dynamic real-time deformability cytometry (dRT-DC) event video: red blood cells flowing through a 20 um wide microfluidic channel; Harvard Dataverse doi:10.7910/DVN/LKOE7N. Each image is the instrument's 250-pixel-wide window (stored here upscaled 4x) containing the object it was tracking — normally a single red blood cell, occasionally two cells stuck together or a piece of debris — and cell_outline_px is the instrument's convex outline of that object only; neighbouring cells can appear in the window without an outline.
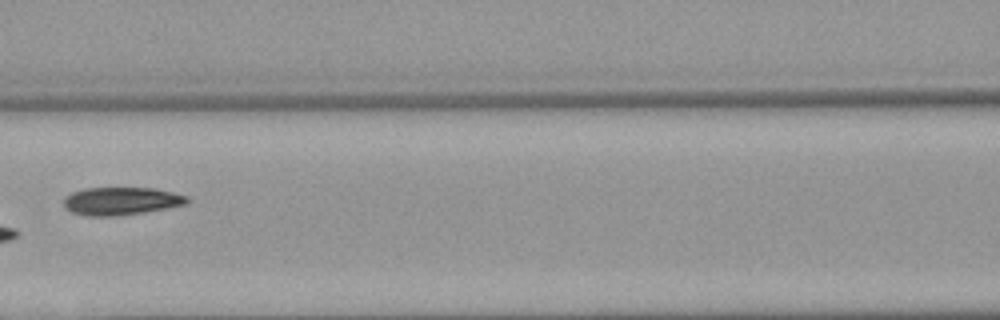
{"species": "Egyptian fruit bat (a non-hibernating species)", "species_latin": "Rousettus aegyptiacus", "temperature_condition": "warm", "stored_images_in_passage": 7, "camera_frame_rate_fps": 3000, "um_per_image_px": 0.085, "animal": {"sex": "female"}, "frame": {"image": 1, "passage_image": 6, "time_ms": 6.0, "image_size_px": [1000, 320], "cell_outline_px": [[188, 204], [144, 212], [116, 216], [88, 216], [72, 212], [64, 208], [64, 196], [72, 192], [84, 188], [156, 188], [188, 196]], "centroid_in_image_um": [10.28, 17.09], "position_along_channel_um": 156.3, "area_um2": 20.11}}
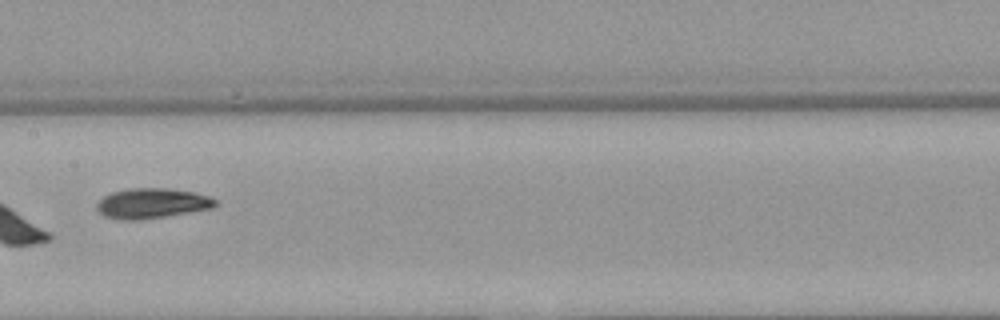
{"frame": {"image": 2, "passage_image": 7, "time_ms": 7.0, "image_size_px": [1000, 320], "cell_outline_px": [[216, 204], [212, 208], [140, 220], [120, 220], [104, 216], [96, 208], [96, 204], [104, 196], [112, 192], [128, 188], [168, 188], [192, 192], [208, 196], [216, 200]], "centroid_in_image_um": [12.87, 17.28], "position_along_channel_um": 194.5, "area_um2": 20.63}}